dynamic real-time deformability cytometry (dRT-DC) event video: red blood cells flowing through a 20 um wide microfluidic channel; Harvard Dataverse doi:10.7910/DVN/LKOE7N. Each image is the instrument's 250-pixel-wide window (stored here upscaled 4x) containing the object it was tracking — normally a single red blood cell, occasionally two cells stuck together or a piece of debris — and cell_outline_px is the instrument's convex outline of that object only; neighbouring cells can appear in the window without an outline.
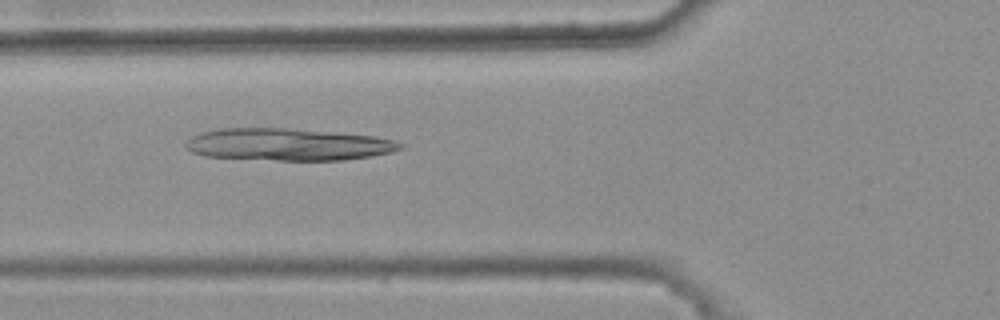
{"species": "common noctule bat (a hibernating species)", "species_latin": "Nyctalus noctula", "temperature_condition": "warm", "stored_images_in_passage": 28, "camera_frame_rate_fps": 3000, "um_per_image_px": 0.085, "animal": {"sex": "female", "body_mass_g": 25.1}, "frame": {"image": 1, "passage_image": 6, "time_ms": 1.667, "image_size_px": [1000, 320], "cell_outline_px": [[404, 148], [392, 152], [372, 156], [344, 160], [276, 160], [204, 156], [192, 152], [184, 148], [184, 144], [192, 136], [200, 132], [220, 128], [288, 128], [372, 136], [392, 140], [404, 144]], "centroid_in_image_um": [24.44, 12.28], "position_along_channel_um": 101.4, "area_um2": 40.17}}
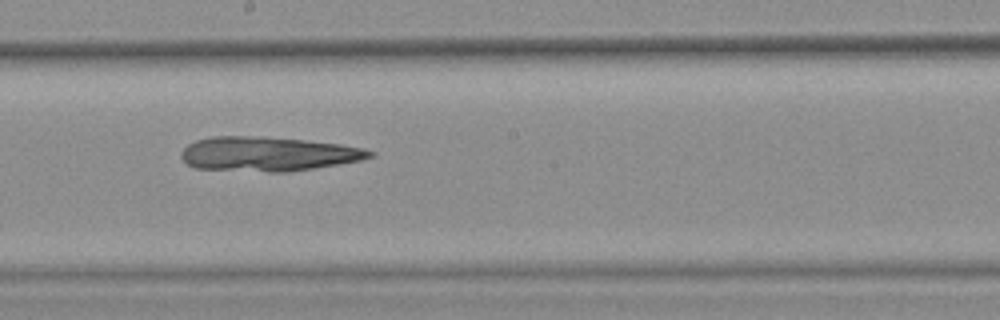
{"frame": {"image": 2, "passage_image": 16, "time_ms": 5.0, "image_size_px": [1000, 320], "cell_outline_px": [[376, 156], [360, 160], [288, 172], [268, 172], [196, 168], [188, 164], [180, 156], [180, 152], [188, 144], [196, 140], [212, 136], [260, 136], [304, 140], [340, 144], [364, 148], [376, 152]], "centroid_in_image_um": [22.78, 13.08], "position_along_channel_um": 225.4, "area_um2": 37.74}}
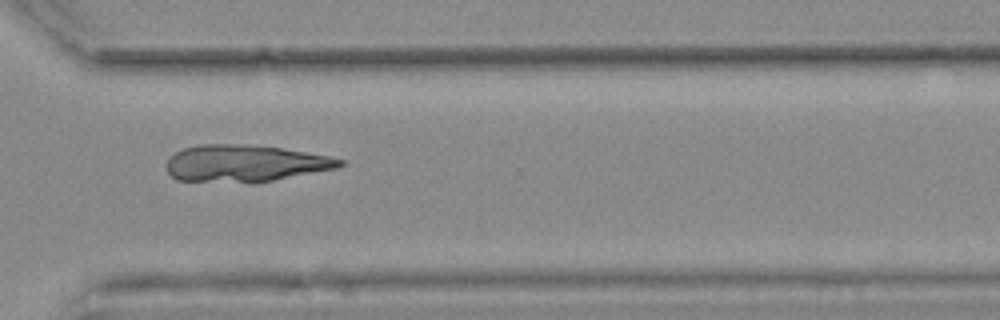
{"frame": {"image": 3, "passage_image": 26, "time_ms": 8.333, "image_size_px": [1000, 320], "cell_outline_px": [[348, 164], [336, 168], [252, 184], [176, 180], [168, 172], [168, 160], [176, 152], [184, 148], [200, 144], [232, 144], [280, 148], [328, 156], [344, 160]], "centroid_in_image_um": [20.82, 13.91], "position_along_channel_um": 349.8, "area_um2": 37.17}}